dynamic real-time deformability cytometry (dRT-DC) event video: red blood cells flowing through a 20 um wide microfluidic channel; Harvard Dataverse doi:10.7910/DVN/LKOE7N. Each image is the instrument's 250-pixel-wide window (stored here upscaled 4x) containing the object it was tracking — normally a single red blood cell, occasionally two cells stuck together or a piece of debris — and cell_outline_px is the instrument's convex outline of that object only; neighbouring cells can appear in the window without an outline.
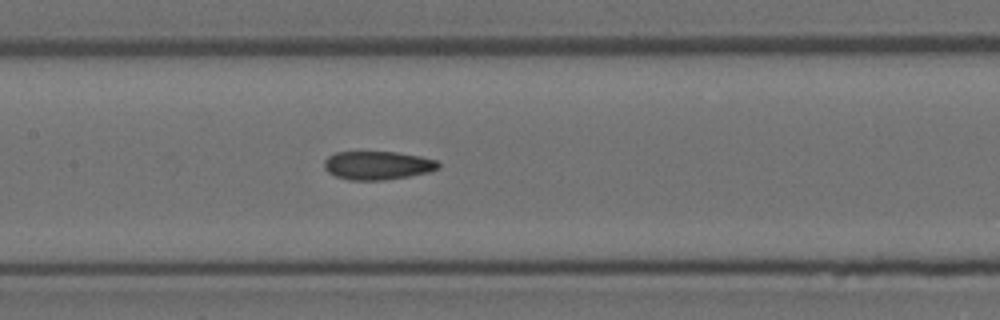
{"species": "Egyptian fruit bat (a non-hibernating species)", "species_latin": "Rousettus aegyptiacus", "temperature_condition": "room temperature", "stored_images_in_passage": 7, "segment_of_instrument_passage": [2, 2], "camera_frame_rate_fps": 3000, "um_per_image_px": 0.085, "animal": {"sex": "female"}, "frame": {"image": 1, "passage_image": 7, "time_ms": 2.0, "image_size_px": [1000, 320], "cell_outline_px": [[440, 168], [428, 172], [408, 176], [384, 180], [348, 180], [336, 176], [328, 172], [324, 168], [324, 160], [328, 156], [336, 152], [396, 152], [420, 156], [436, 160], [440, 164]], "centroid_in_image_um": [32.08, 14.06], "position_along_channel_um": 175.3, "area_um2": 18.96}}